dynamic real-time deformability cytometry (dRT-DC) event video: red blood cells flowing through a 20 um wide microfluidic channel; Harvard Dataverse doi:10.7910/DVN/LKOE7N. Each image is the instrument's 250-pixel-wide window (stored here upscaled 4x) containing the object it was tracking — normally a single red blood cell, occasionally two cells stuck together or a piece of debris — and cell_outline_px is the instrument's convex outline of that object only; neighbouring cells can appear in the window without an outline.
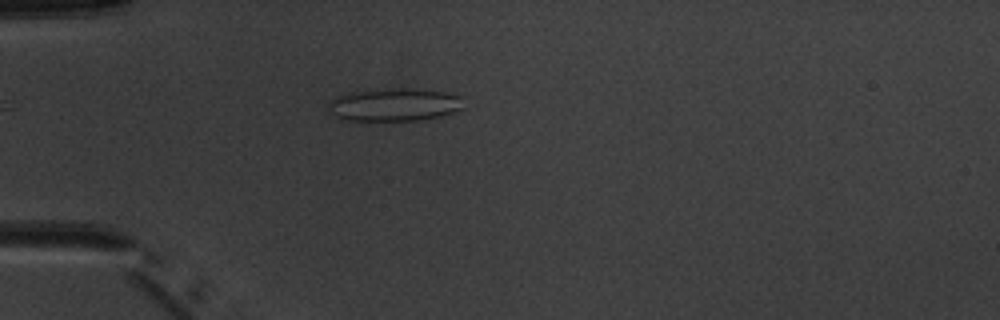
{"species": "common noctule bat (a hibernating species)", "species_latin": "Nyctalus noctula", "temperature_condition": "warm", "stored_images_in_passage": 6, "camera_frame_rate_fps": 3000, "um_per_image_px": 0.085, "animal": {"sex": "male", "body_mass_g": 20.1, "forearm_length_mm": 53.5}, "frame": {"image": 1, "passage_image": 5, "time_ms": 4.667, "image_size_px": [1000, 320], "cell_outline_px": [[464, 108], [456, 112], [440, 116], [420, 120], [340, 120], [328, 112], [328, 100], [352, 92], [400, 88], [420, 88], [444, 92], [460, 96]], "centroid_in_image_um": [33.52, 8.9], "position_along_channel_um": 51.5, "area_um2": 26.01}}